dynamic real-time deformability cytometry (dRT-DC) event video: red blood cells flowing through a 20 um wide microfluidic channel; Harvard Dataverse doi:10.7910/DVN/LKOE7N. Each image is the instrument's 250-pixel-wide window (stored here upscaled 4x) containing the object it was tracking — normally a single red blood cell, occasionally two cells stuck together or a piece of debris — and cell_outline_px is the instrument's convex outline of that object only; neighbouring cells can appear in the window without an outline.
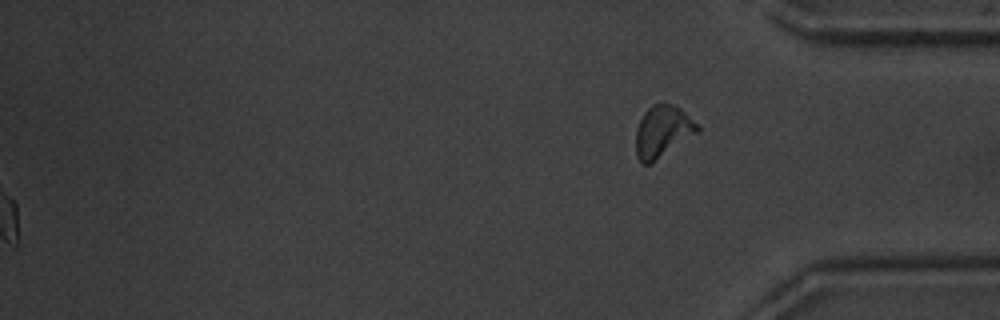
{"species": "common noctule bat (a hibernating species)", "species_latin": "Nyctalus noctula", "temperature_condition": "warm", "stored_images_in_passage": 50, "segment_of_instrument_passage": [2, 2], "camera_frame_rate_fps": 3000, "um_per_image_px": 0.085, "animal": {"sex": "male", "body_mass_g": 20.1, "forearm_length_mm": 53.5}, "frame": {"image": 1, "passage_image": 50, "time_ms": 16.333, "image_size_px": [1000, 320], "cell_outline_px": [[700, 132], [652, 164], [644, 164], [636, 156], [636, 128], [644, 112], [652, 104], [672, 104], [680, 108], [700, 124]], "centroid_in_image_um": [56.36, 11.19], "position_along_channel_um": 378.8, "area_um2": 18.96}}